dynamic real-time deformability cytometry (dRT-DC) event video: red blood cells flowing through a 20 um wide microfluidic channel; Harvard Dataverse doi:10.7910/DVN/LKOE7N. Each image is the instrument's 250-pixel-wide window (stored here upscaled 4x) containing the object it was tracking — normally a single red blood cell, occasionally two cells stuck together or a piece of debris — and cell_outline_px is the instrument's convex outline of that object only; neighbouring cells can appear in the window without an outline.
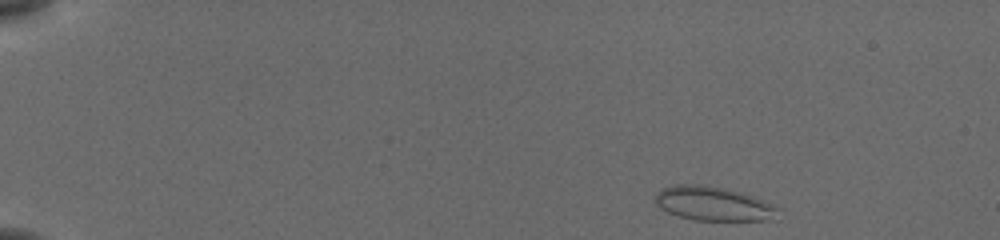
{"species": "common noctule bat (a hibernating species)", "species_latin": "Nyctalus noctula", "temperature_condition": "cold", "stored_images_in_passage": 48, "camera_frame_rate_fps": 3000, "um_per_image_px": 0.085, "animal": {"sex": "female", "body_mass_g": 19.5, "forearm_length_mm": 54.1}, "frame": {"image": 1, "passage_image": 1, "time_ms": 0.0, "image_size_px": [1000, 240], "cell_outline_px": [[776, 208], [764, 220], [692, 220], [668, 212], [660, 208], [656, 204], [656, 196], [664, 188], [676, 184], [696, 184], [736, 192], [772, 204]], "centroid_in_image_um": [60.47, 17.32], "position_along_channel_um": 24.5, "area_um2": 22.95}}
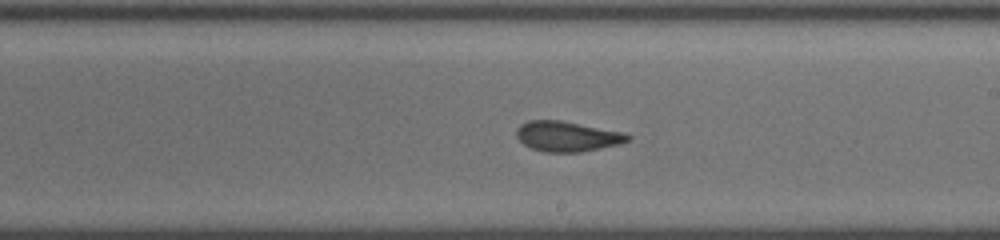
{"frame": {"image": 2, "passage_image": 27, "time_ms": 8.667, "image_size_px": [1000, 240], "cell_outline_px": [[632, 140], [620, 144], [580, 152], [544, 152], [532, 148], [524, 144], [516, 136], [516, 128], [520, 124], [528, 120], [560, 120], [624, 132], [632, 136]], "centroid_in_image_um": [48.23, 11.58], "position_along_channel_um": 240.8, "area_um2": 19.71}}
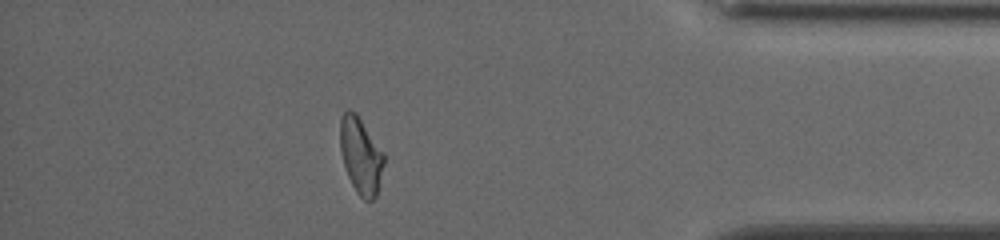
{"frame": {"image": 3, "passage_image": 42, "time_ms": 13.667, "image_size_px": [1000, 240], "cell_outline_px": [[384, 164], [376, 196], [372, 200], [364, 200], [356, 192], [348, 176], [344, 164], [340, 148], [340, 116], [348, 108], [356, 112], [384, 152]], "centroid_in_image_um": [30.66, 13.19], "position_along_channel_um": 404.5, "area_um2": 19.54}, "authors_computed_cell_mechanics": {"area_um2": 19.9699, "velocity_mm_per_s": 3.8432, "shape_relaxation_time_tau1_ms": null, "shape_relaxation_time_tau2_ms": 1.3163, "deformation_change_tau1": null, "deformation_change_tau2": 0.0536}}